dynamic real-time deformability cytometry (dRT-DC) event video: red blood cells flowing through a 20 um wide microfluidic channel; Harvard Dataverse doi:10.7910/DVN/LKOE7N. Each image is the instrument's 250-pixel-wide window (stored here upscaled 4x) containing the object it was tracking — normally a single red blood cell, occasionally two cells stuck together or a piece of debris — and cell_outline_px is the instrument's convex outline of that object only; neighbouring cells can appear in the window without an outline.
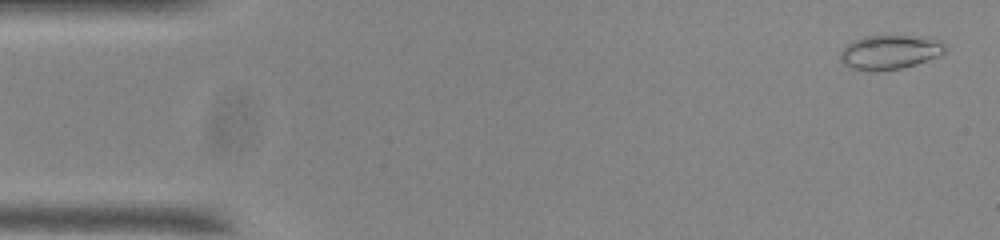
{"species": "common noctule bat (a hibernating species)", "species_latin": "Nyctalus noctula", "temperature_condition": "room temperature", "stored_images_in_passage": 10, "camera_frame_rate_fps": 3000, "um_per_image_px": 0.085, "animal": {"sex": "male", "body_mass_g": 20.0, "forearm_length_mm": 53.3}, "frame": {"image": 1, "passage_image": 2, "time_ms": 0.333, "image_size_px": [1000, 240], "cell_outline_px": [[944, 52], [940, 56], [916, 64], [900, 68], [852, 68], [844, 64], [840, 60], [840, 52], [852, 40], [864, 36], [932, 36], [944, 40]], "centroid_in_image_um": [75.72, 4.37], "position_along_channel_um": 9.3, "area_um2": 20.52}}